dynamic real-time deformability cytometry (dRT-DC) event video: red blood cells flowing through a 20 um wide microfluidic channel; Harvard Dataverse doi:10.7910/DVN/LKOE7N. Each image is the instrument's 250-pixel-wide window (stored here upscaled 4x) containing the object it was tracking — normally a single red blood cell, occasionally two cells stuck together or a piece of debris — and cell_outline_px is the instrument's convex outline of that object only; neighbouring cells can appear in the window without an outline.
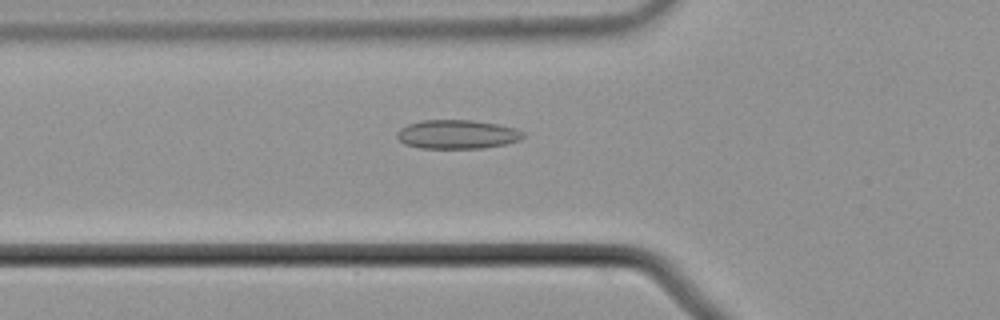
{"species": "common noctule bat (a hibernating species)", "species_latin": "Nyctalus noctula", "temperature_condition": "cold", "stored_images_in_passage": 56, "camera_frame_rate_fps": 3000, "um_per_image_px": 0.085, "animal": {"sex": "male", "body_mass_g": 21.5, "forearm_length_mm": 52.0}, "frame": {"image": 1, "passage_image": 20, "time_ms": 6.333, "image_size_px": [1000, 320], "cell_outline_px": [[524, 136], [520, 140], [504, 144], [480, 148], [420, 148], [404, 144], [396, 136], [396, 132], [400, 128], [408, 124], [420, 120], [472, 120], [496, 124], [516, 128], [524, 132]], "centroid_in_image_um": [38.83, 11.41], "position_along_channel_um": 87.0, "area_um2": 21.27}}
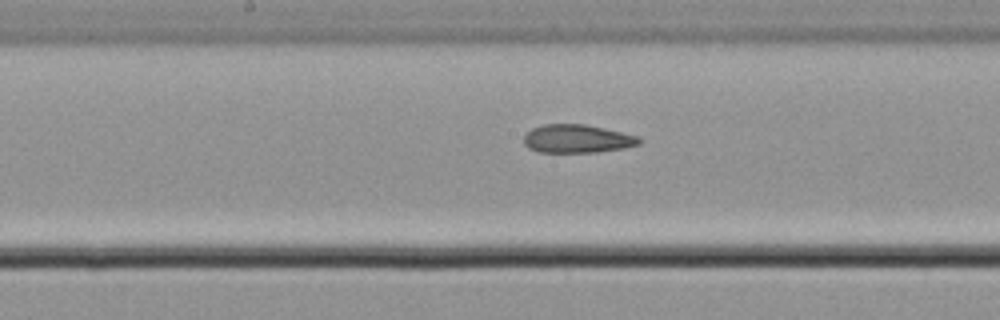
{"frame": {"image": 2, "passage_image": 29, "time_ms": 9.333, "image_size_px": [1000, 320], "cell_outline_px": [[640, 144], [624, 148], [596, 152], [540, 152], [528, 148], [524, 144], [524, 136], [532, 128], [544, 124], [584, 124], [604, 128], [640, 136]], "centroid_in_image_um": [49.06, 11.79], "position_along_channel_um": 199.1, "area_um2": 19.02}}
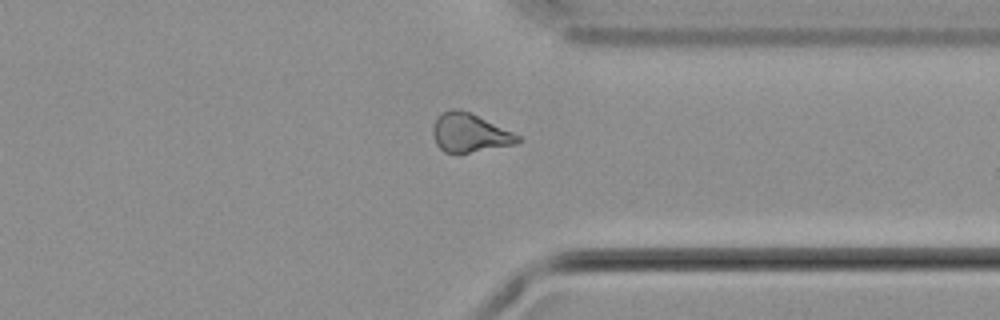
{"frame": {"image": 3, "passage_image": 43, "time_ms": 14.0, "image_size_px": [1000, 320], "cell_outline_px": [[520, 140], [516, 144], [468, 152], [444, 152], [436, 144], [432, 132], [432, 128], [436, 116], [452, 108], [456, 108], [472, 112], [520, 136]], "centroid_in_image_um": [39.88, 11.26], "position_along_channel_um": 371.5, "area_um2": 19.02}, "authors_computed_cell_mechanics": {"area_um2": 19.9121, "velocity_mm_per_s": 3.7244, "shape_relaxation_time_tau1_ms": null, "shape_relaxation_time_tau2_ms": 4.7947, "deformation_change_tau1": null, "deformation_change_tau2": 0.1182}}